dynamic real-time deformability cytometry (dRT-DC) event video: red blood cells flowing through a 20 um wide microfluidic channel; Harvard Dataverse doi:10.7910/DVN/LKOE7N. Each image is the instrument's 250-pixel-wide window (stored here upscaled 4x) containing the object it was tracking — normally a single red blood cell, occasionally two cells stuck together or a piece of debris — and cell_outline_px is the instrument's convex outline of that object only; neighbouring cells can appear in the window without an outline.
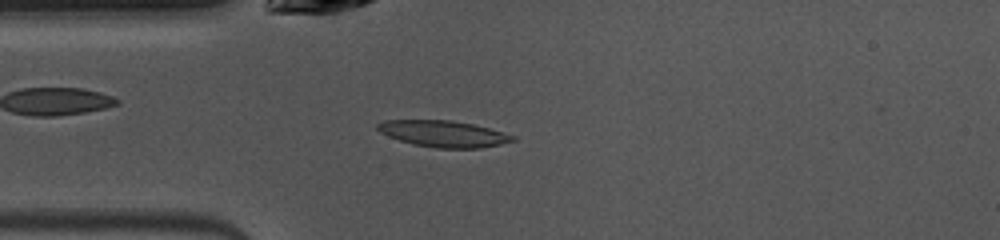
{"species": "common noctule bat (a hibernating species)", "species_latin": "Nyctalus noctula", "temperature_condition": "warm", "stored_images_in_passage": 38, "camera_frame_rate_fps": 3000, "um_per_image_px": 0.085, "animal": {"sex": "female", "body_mass_g": 10.0, "forearm_length_mm": 53.1}, "frame": {"image": 1, "passage_image": 3, "time_ms": 0.667, "image_size_px": [1000, 240], "cell_outline_px": [[516, 140], [500, 144], [480, 148], [436, 148], [412, 144], [388, 136], [380, 132], [376, 128], [376, 124], [384, 120], [452, 120], [472, 124], [488, 128], [516, 136]], "centroid_in_image_um": [37.67, 11.37], "position_along_channel_um": 47.3, "area_um2": 20.75}}
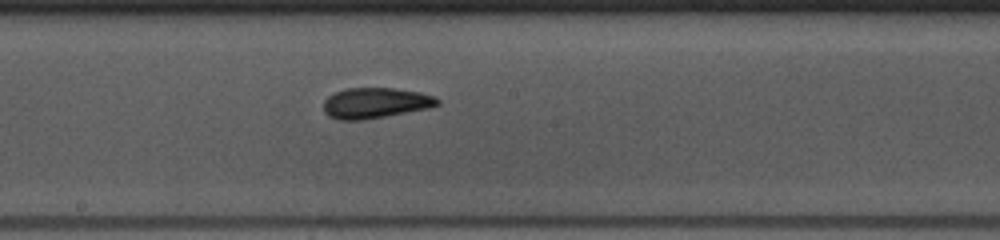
{"frame": {"image": 2, "passage_image": 16, "time_ms": 5.0, "image_size_px": [1000, 240], "cell_outline_px": [[440, 104], [428, 108], [364, 120], [340, 120], [328, 116], [324, 112], [324, 100], [328, 96], [336, 92], [348, 88], [392, 88], [420, 92], [432, 96], [440, 100]], "centroid_in_image_um": [31.89, 8.76], "position_along_channel_um": 216.3, "area_um2": 20.17}}
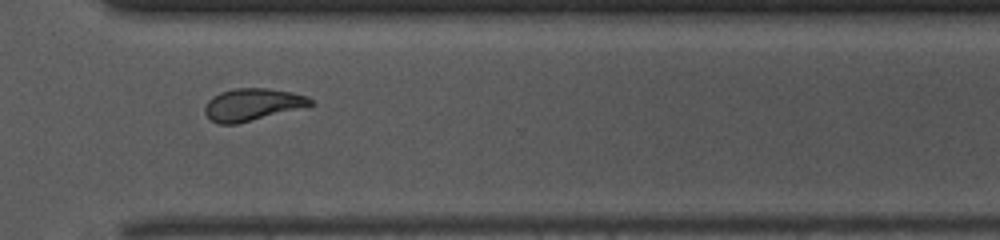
{"frame": {"image": 3, "passage_image": 26, "time_ms": 8.333, "image_size_px": [1000, 240], "cell_outline_px": [[316, 104], [308, 108], [236, 124], [220, 124], [212, 120], [204, 112], [204, 108], [208, 100], [212, 96], [220, 92], [236, 88], [264, 88], [292, 92], [308, 96]], "centroid_in_image_um": [21.53, 8.89], "position_along_channel_um": 349.1, "area_um2": 20.23}, "authors_computed_cell_mechanics": {"area_um2": 20.0855, "velocity_mm_per_s": 3.9973, "shape_relaxation_time_tau1_ms": 3.8549, "shape_relaxation_time_tau2_ms": 2.4263, "deformation_change_tau1": 0.1611, "deformation_change_tau2": 0.0914}}